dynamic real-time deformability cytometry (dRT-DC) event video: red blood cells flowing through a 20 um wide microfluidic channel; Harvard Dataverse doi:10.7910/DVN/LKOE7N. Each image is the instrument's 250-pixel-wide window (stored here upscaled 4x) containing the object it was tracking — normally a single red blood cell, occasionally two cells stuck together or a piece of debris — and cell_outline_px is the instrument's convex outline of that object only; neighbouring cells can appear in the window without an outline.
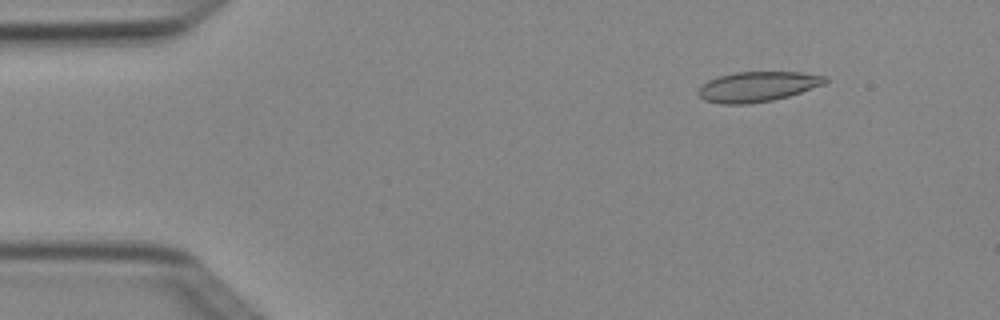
{"species": "Egyptian fruit bat (a non-hibernating species)", "species_latin": "Rousettus aegyptiacus", "temperature_condition": "cold", "stored_images_in_passage": 4, "camera_frame_rate_fps": 3000, "um_per_image_px": 0.085, "animal": {"sex": "female"}, "frame": {"image": 1, "passage_image": 2, "time_ms": 0.333, "image_size_px": [1000, 320], "cell_outline_px": [[828, 80], [824, 84], [788, 96], [772, 100], [748, 104], [720, 104], [704, 100], [696, 92], [708, 80], [720, 76], [736, 72], [800, 72], [828, 76]], "centroid_in_image_um": [64.39, 7.36], "position_along_channel_um": 20.6, "area_um2": 22.14}}